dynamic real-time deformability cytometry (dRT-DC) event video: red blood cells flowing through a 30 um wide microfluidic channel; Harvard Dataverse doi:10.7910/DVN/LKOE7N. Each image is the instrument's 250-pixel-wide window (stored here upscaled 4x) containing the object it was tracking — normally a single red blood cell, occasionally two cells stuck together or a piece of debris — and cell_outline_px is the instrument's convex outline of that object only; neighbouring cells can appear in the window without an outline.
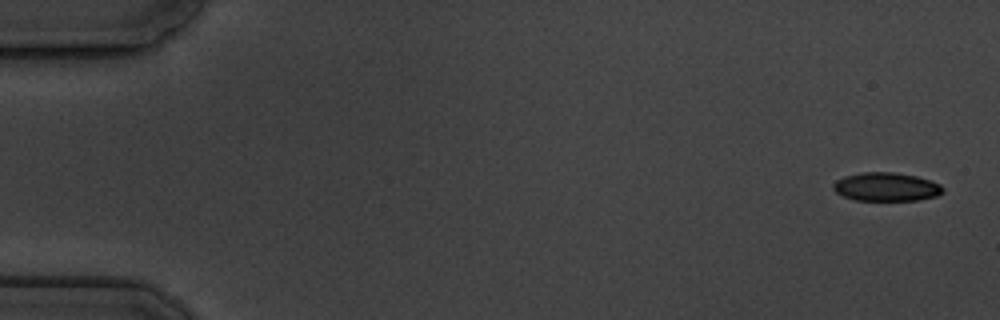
{"species": "common noctule bat (a hibernating species)", "species_latin": "Nyctalus noctula", "temperature_condition": "cold", "stored_images_in_passage": 10, "camera_frame_rate_fps": 3000, "um_per_image_px": 0.085, "animal": {"sex": "male", "body_mass_g": 19.5, "forearm_length_mm": 54.6}, "frame": {"image": 1, "passage_image": 1, "time_ms": 0.0, "image_size_px": [1000, 320], "cell_outline_px": [[944, 192], [936, 196], [920, 200], [856, 200], [844, 196], [836, 192], [832, 188], [832, 184], [836, 180], [844, 176], [864, 172], [892, 172], [916, 176], [940, 184], [944, 188]], "centroid_in_image_um": [75.33, 15.88], "position_along_channel_um": 9.7, "area_um2": 18.21}}
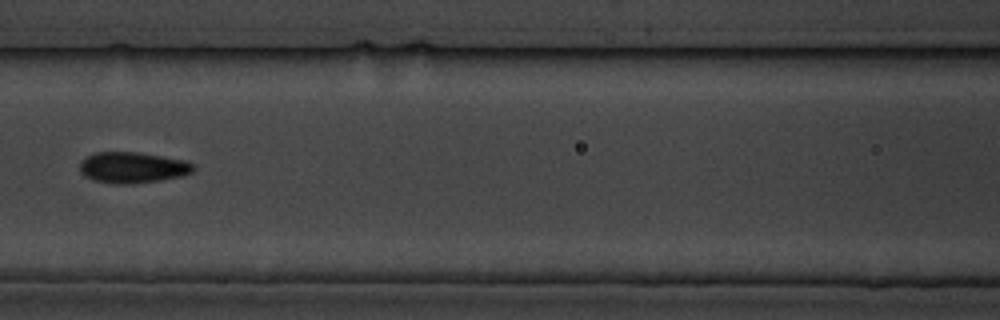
{"frame": {"image": 2, "passage_image": 8, "time_ms": 8.0, "image_size_px": [1000, 320], "cell_outline_px": [[196, 168], [192, 172], [180, 176], [160, 180], [132, 184], [112, 184], [96, 180], [84, 176], [80, 172], [80, 160], [96, 152], [136, 152], [184, 160], [192, 164]], "centroid_in_image_um": [11.24, 14.24], "position_along_channel_um": 155.4, "area_um2": 20.4}}
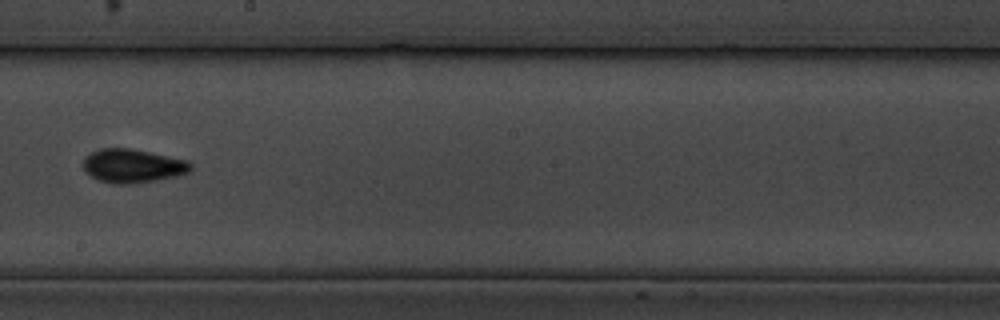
{"frame": {"image": 3, "passage_image": 10, "time_ms": 10.333, "image_size_px": [1000, 320], "cell_outline_px": [[192, 168], [188, 172], [176, 176], [136, 184], [112, 184], [96, 180], [88, 176], [84, 172], [84, 160], [92, 152], [104, 148], [128, 148], [188, 160], [192, 164]], "centroid_in_image_um": [11.26, 14.13], "position_along_channel_um": 236.9, "area_um2": 21.15}}